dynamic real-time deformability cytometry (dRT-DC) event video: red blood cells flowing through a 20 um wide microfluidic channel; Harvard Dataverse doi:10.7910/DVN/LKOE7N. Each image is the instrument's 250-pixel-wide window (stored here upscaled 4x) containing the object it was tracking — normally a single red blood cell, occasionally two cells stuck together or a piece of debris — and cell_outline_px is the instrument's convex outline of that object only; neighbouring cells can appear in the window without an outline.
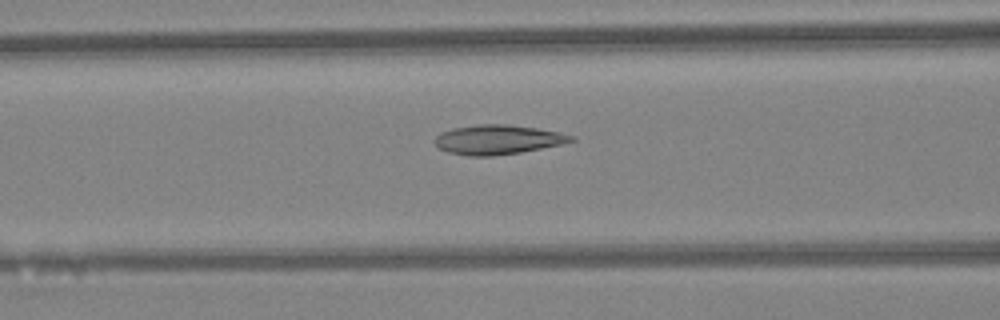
{"species": "Egyptian fruit bat (a non-hibernating species)", "species_latin": "Rousettus aegyptiacus", "temperature_condition": "warm", "stored_images_in_passage": 46, "camera_frame_rate_fps": 3000, "um_per_image_px": 0.085, "animal": {"sex": "female"}, "frame": {"image": 1, "passage_image": 19, "time_ms": 6.0, "image_size_px": [1000, 320], "cell_outline_px": [[576, 140], [560, 144], [520, 152], [492, 156], [468, 156], [448, 152], [440, 148], [436, 144], [436, 136], [440, 132], [452, 128], [480, 124], [508, 124], [536, 128], [576, 136]], "centroid_in_image_um": [42.29, 11.86], "position_along_channel_um": 124.3, "area_um2": 23.18}}
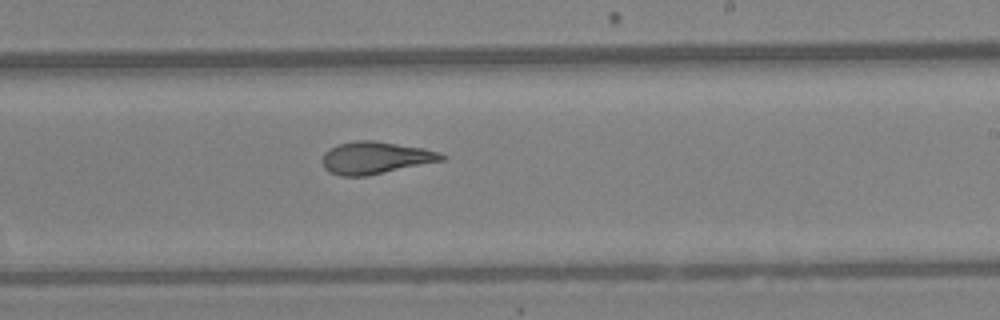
{"frame": {"image": 2, "passage_image": 28, "time_ms": 9.0, "image_size_px": [1000, 320], "cell_outline_px": [[448, 156], [444, 160], [364, 176], [340, 176], [324, 168], [324, 152], [340, 144], [356, 140], [376, 140], [424, 148], [440, 152]], "centroid_in_image_um": [31.96, 13.4], "position_along_channel_um": 257.0, "area_um2": 22.14}}
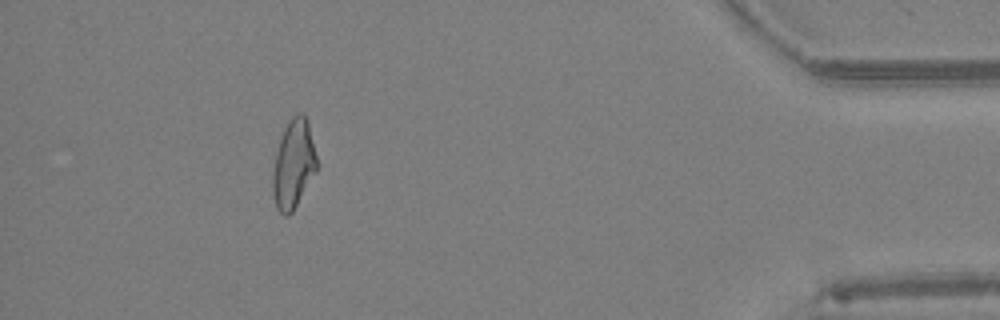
{"frame": {"image": 3, "passage_image": 42, "time_ms": 13.667, "image_size_px": [1000, 320], "cell_outline_px": [[316, 172], [292, 212], [288, 216], [284, 216], [276, 208], [272, 192], [272, 176], [276, 152], [284, 128], [288, 120], [296, 112], [304, 112], [308, 120], [316, 156]], "centroid_in_image_um": [24.94, 13.93], "position_along_channel_um": 410.3, "area_um2": 22.83}, "authors_computed_cell_mechanics": {"area_um2": 23.12, "velocity_mm_per_s": 4.4607, "shape_relaxation_time_tau1_ms": 8.9568, "shape_relaxation_time_tau2_ms": 1.7273, "deformation_change_tau1": 0.2379, "deformation_change_tau2": 0.0873}}